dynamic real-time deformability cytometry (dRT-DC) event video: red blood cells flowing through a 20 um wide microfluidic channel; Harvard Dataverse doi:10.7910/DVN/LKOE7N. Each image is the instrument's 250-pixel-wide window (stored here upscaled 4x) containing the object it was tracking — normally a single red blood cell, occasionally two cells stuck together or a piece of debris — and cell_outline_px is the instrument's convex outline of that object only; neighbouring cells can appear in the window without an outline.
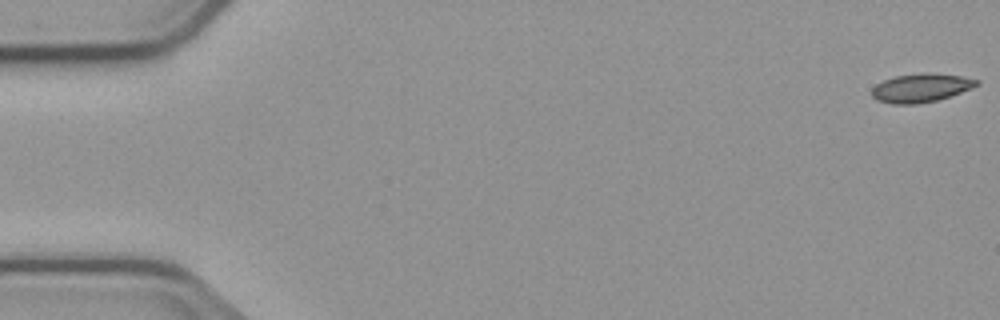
{"species": "common noctule bat (a hibernating species)", "species_latin": "Nyctalus noctula", "temperature_condition": "cold", "stored_images_in_passage": 5, "segment_of_instrument_passage": [1, 2], "camera_frame_rate_fps": 3000, "um_per_image_px": 0.085, "animal": {"sex": "male", "body_mass_g": 23.1, "forearm_length_mm": 52.7}, "frame": {"image": 1, "passage_image": 1, "time_ms": 0.0, "image_size_px": [1000, 320], "cell_outline_px": [[980, 84], [972, 88], [936, 100], [916, 104], [892, 104], [876, 100], [872, 96], [872, 88], [876, 84], [884, 80], [896, 76], [960, 76], [980, 80]], "centroid_in_image_um": [78.23, 7.53], "position_along_channel_um": 6.8, "area_um2": 16.42}}
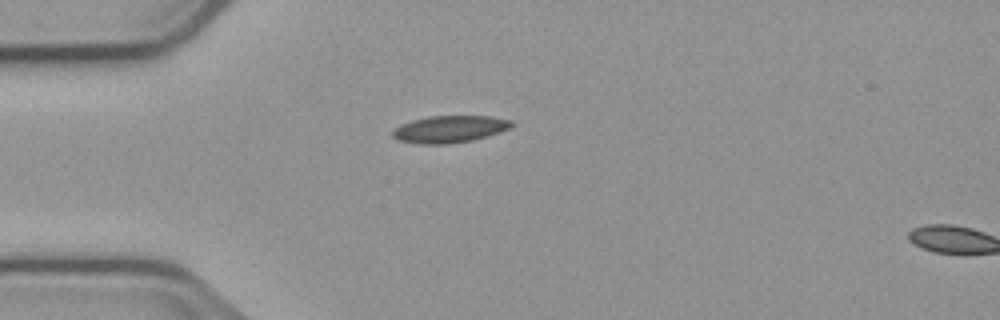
{"frame": {"image": 2, "passage_image": 4, "time_ms": 4.667, "image_size_px": [1000, 320], "cell_outline_px": [[512, 124], [508, 128], [472, 140], [448, 144], [420, 144], [400, 140], [392, 136], [392, 128], [400, 124], [412, 120], [428, 116], [488, 116], [512, 120]], "centroid_in_image_um": [38.13, 10.97], "position_along_channel_um": 46.9, "area_um2": 18.5}}